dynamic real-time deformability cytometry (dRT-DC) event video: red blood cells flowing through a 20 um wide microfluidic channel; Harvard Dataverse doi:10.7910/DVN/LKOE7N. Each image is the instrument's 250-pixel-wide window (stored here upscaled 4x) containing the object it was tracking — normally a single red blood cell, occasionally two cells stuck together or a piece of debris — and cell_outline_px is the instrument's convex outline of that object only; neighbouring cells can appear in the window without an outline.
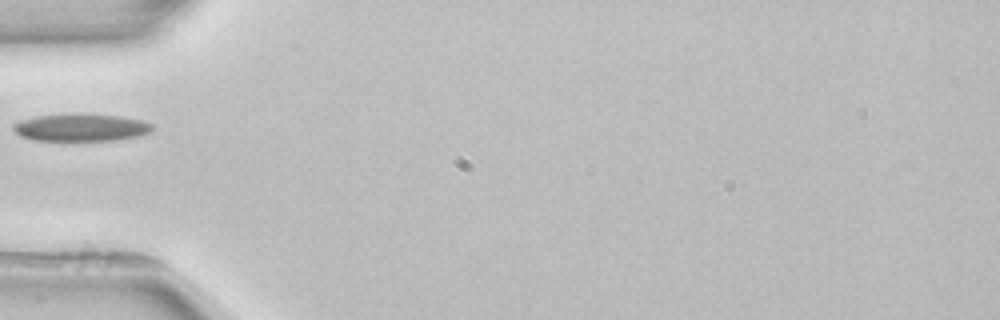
{"species": "common noctule bat (a hibernating species)", "species_latin": "Nyctalus noctula", "temperature_condition": "room temperature", "stored_images_in_passage": 1, "camera_frame_rate_fps": 3000, "um_per_image_px": 0.085, "animal": {"sex": "female", "body_mass_g": 22.7, "forearm_length_mm": 54.2}, "frame": {"image": 1, "passage_image": 1, "time_ms": 0.0, "image_size_px": [1000, 320], "cell_outline_px": [[152, 132], [140, 136], [116, 140], [32, 140], [20, 136], [12, 128], [16, 124], [24, 120], [36, 116], [80, 112], [120, 116], [140, 120], [152, 124]], "centroid_in_image_um": [6.92, 10.82], "position_along_channel_um": 78.1, "area_um2": 22.37}}